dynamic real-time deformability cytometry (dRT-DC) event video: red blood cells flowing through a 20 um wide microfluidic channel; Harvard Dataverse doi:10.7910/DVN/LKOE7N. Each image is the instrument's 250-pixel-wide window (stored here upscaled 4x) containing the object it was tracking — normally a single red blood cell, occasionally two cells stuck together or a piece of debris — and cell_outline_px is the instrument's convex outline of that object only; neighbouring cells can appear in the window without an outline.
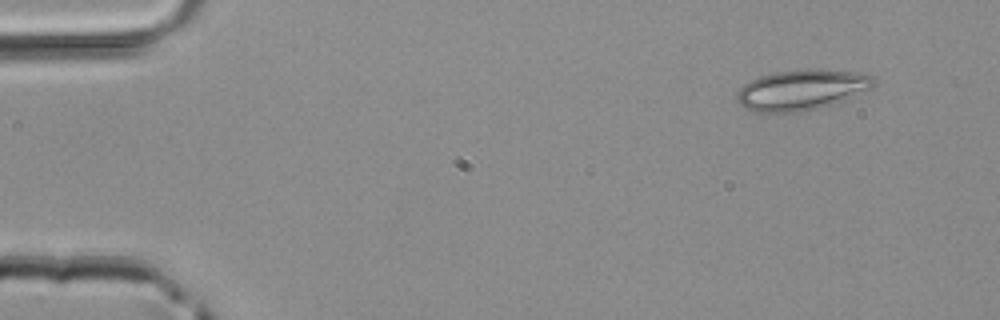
{"species": "common noctule bat (a hibernating species)", "species_latin": "Nyctalus noctula", "temperature_condition": "room temperature", "stored_images_in_passage": 3, "camera_frame_rate_fps": 3000, "um_per_image_px": 0.085, "animal": {"sex": "male", "body_mass_g": 20.4}, "frame": {"image": 1, "passage_image": 1, "time_ms": 0.0, "image_size_px": [1000, 320], "cell_outline_px": [[876, 84], [872, 88], [832, 104], [820, 108], [800, 112], [756, 112], [740, 104], [736, 100], [736, 92], [748, 80], [760, 76], [776, 72], [808, 68], [812, 68], [852, 72], [872, 76], [876, 80]], "centroid_in_image_um": [68.11, 7.63], "position_along_channel_um": 16.9, "area_um2": 32.25}}